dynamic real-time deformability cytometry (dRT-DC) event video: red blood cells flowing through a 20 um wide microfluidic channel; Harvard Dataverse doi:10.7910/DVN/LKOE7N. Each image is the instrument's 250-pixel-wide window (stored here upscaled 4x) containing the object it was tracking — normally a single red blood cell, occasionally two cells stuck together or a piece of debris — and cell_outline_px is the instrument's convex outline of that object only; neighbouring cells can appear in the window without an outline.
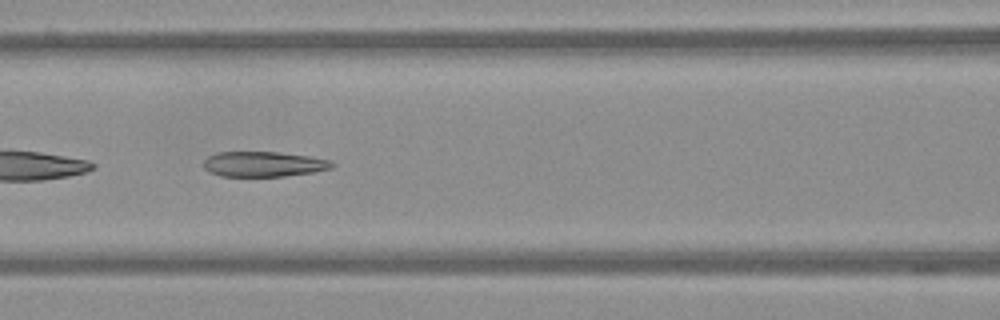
{"species": "Egyptian fruit bat (a non-hibernating species)", "species_latin": "Rousettus aegyptiacus", "temperature_condition": "warm", "stored_images_in_passage": 57, "camera_frame_rate_fps": 3000, "um_per_image_px": 0.085, "frame": {"image": 1, "passage_image": 25, "time_ms": 8.0, "image_size_px": [1000, 320], "cell_outline_px": [[336, 164], [332, 168], [312, 172], [284, 176], [220, 176], [204, 168], [204, 160], [208, 156], [216, 152], [276, 152], [308, 156], [332, 160]], "centroid_in_image_um": [22.42, 13.94], "position_along_channel_um": 144.2, "area_um2": 18.79}}